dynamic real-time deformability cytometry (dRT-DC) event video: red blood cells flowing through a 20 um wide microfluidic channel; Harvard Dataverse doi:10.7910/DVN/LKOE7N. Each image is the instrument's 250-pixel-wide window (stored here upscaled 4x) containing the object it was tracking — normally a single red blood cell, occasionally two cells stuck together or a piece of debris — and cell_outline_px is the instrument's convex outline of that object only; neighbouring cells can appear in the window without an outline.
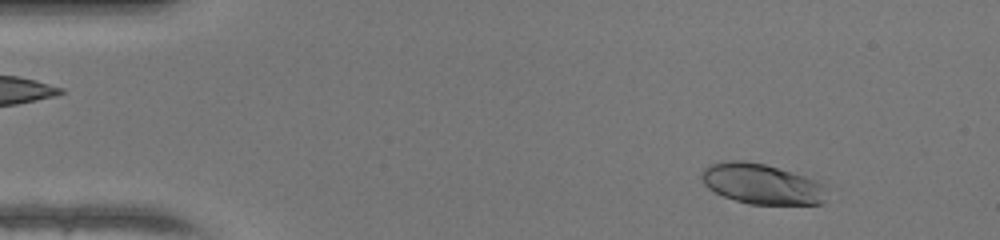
{"species": "human", "species_latin": "Homo sapiens", "temperature_condition": "warm", "stored_images_in_passage": 48, "camera_frame_rate_fps": 3000, "um_per_image_px": 0.085, "donor": {"sex": "female"}, "frame": {"image": 1, "passage_image": 5, "time_ms": 1.333, "image_size_px": [1000, 240], "cell_outline_px": [[824, 204], [748, 204], [724, 196], [708, 188], [704, 184], [700, 176], [704, 168], [708, 164], [724, 160], [744, 160], [764, 164], [792, 172], [816, 180], [824, 184]], "centroid_in_image_um": [64.7, 15.62], "position_along_channel_um": 20.3, "area_um2": 29.42}}
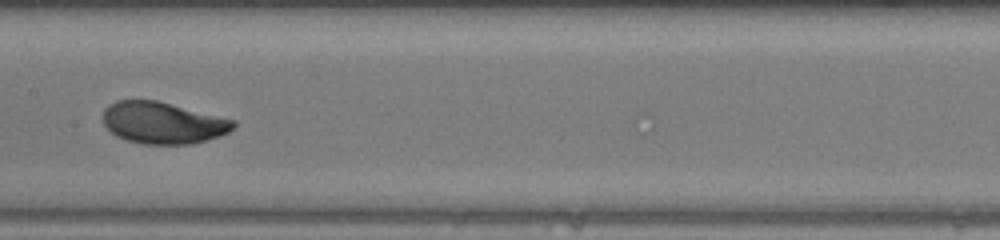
{"frame": {"image": 2, "passage_image": 24, "time_ms": 7.667, "image_size_px": [1000, 240], "cell_outline_px": [[236, 124], [228, 132], [220, 136], [192, 144], [144, 144], [128, 140], [116, 136], [104, 124], [104, 108], [108, 104], [116, 100], [156, 100], [236, 120]], "centroid_in_image_um": [13.85, 10.43], "position_along_channel_um": 193.6, "area_um2": 31.62}}
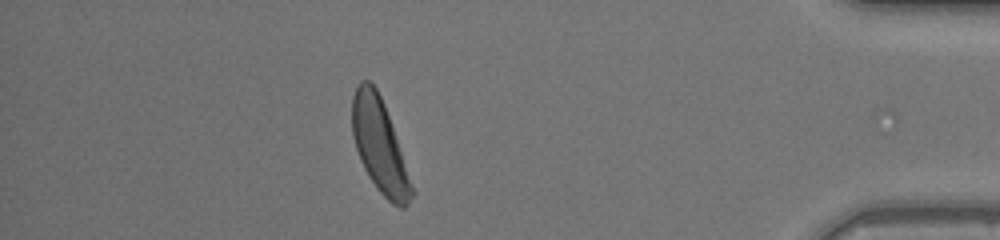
{"frame": {"image": 3, "passage_image": 42, "time_ms": 13.667, "image_size_px": [1000, 240], "cell_outline_px": [[416, 192], [408, 204], [404, 208], [400, 208], [392, 204], [376, 188], [368, 176], [360, 160], [352, 136], [352, 96], [360, 80], [368, 80], [376, 88], [384, 104]], "centroid_in_image_um": [32.27, 12.43], "position_along_channel_um": 402.9, "area_um2": 32.43}, "authors_computed_cell_mechanics": {"area_um2": 31.7611, "velocity_mm_per_s": 4.2702, "shape_relaxation_time_tau1_ms": 2.0963, "shape_relaxation_time_tau2_ms": null, "deformation_change_tau1": 0.1564, "deformation_change_tau2": null}}